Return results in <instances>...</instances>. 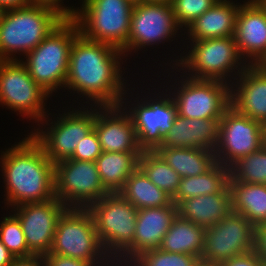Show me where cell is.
I'll return each instance as SVG.
<instances>
[{
	"label": "cell",
	"instance_id": "cell-1",
	"mask_svg": "<svg viewBox=\"0 0 266 266\" xmlns=\"http://www.w3.org/2000/svg\"><path fill=\"white\" fill-rule=\"evenodd\" d=\"M122 56L119 49L79 34L71 46L65 87L90 98L94 107L120 105L128 91L121 76Z\"/></svg>",
	"mask_w": 266,
	"mask_h": 266
},
{
	"label": "cell",
	"instance_id": "cell-2",
	"mask_svg": "<svg viewBox=\"0 0 266 266\" xmlns=\"http://www.w3.org/2000/svg\"><path fill=\"white\" fill-rule=\"evenodd\" d=\"M10 206L51 200L55 197L54 164L30 135L1 155Z\"/></svg>",
	"mask_w": 266,
	"mask_h": 266
},
{
	"label": "cell",
	"instance_id": "cell-3",
	"mask_svg": "<svg viewBox=\"0 0 266 266\" xmlns=\"http://www.w3.org/2000/svg\"><path fill=\"white\" fill-rule=\"evenodd\" d=\"M68 14L49 2L32 1L3 10L0 17V60H18L36 48Z\"/></svg>",
	"mask_w": 266,
	"mask_h": 266
},
{
	"label": "cell",
	"instance_id": "cell-4",
	"mask_svg": "<svg viewBox=\"0 0 266 266\" xmlns=\"http://www.w3.org/2000/svg\"><path fill=\"white\" fill-rule=\"evenodd\" d=\"M88 210L93 215L103 250L114 261L115 265L112 266L130 264L133 260L137 209L119 193H109L92 204Z\"/></svg>",
	"mask_w": 266,
	"mask_h": 266
},
{
	"label": "cell",
	"instance_id": "cell-5",
	"mask_svg": "<svg viewBox=\"0 0 266 266\" xmlns=\"http://www.w3.org/2000/svg\"><path fill=\"white\" fill-rule=\"evenodd\" d=\"M79 34L77 23L67 15L22 61L33 80L49 94L65 88L71 46Z\"/></svg>",
	"mask_w": 266,
	"mask_h": 266
},
{
	"label": "cell",
	"instance_id": "cell-6",
	"mask_svg": "<svg viewBox=\"0 0 266 266\" xmlns=\"http://www.w3.org/2000/svg\"><path fill=\"white\" fill-rule=\"evenodd\" d=\"M69 14L86 39L122 51L127 45L134 5L128 0H82Z\"/></svg>",
	"mask_w": 266,
	"mask_h": 266
},
{
	"label": "cell",
	"instance_id": "cell-7",
	"mask_svg": "<svg viewBox=\"0 0 266 266\" xmlns=\"http://www.w3.org/2000/svg\"><path fill=\"white\" fill-rule=\"evenodd\" d=\"M50 254L81 259L99 266H111L109 262L114 264L103 250L93 215L88 209L67 208L63 212L57 222Z\"/></svg>",
	"mask_w": 266,
	"mask_h": 266
},
{
	"label": "cell",
	"instance_id": "cell-8",
	"mask_svg": "<svg viewBox=\"0 0 266 266\" xmlns=\"http://www.w3.org/2000/svg\"><path fill=\"white\" fill-rule=\"evenodd\" d=\"M191 41L193 43L190 44L191 51L174 61L175 67H181L182 70L185 68L192 73L188 74L189 78L227 83L229 81L227 76L231 78L233 70L237 73L234 75L238 76L248 66L245 59L241 60L234 36ZM235 69L238 71L236 72Z\"/></svg>",
	"mask_w": 266,
	"mask_h": 266
},
{
	"label": "cell",
	"instance_id": "cell-9",
	"mask_svg": "<svg viewBox=\"0 0 266 266\" xmlns=\"http://www.w3.org/2000/svg\"><path fill=\"white\" fill-rule=\"evenodd\" d=\"M55 197L67 208L88 209L109 192L95 162L66 159L54 164Z\"/></svg>",
	"mask_w": 266,
	"mask_h": 266
},
{
	"label": "cell",
	"instance_id": "cell-10",
	"mask_svg": "<svg viewBox=\"0 0 266 266\" xmlns=\"http://www.w3.org/2000/svg\"><path fill=\"white\" fill-rule=\"evenodd\" d=\"M18 60H0V103L36 121L46 120V97L51 95L29 75Z\"/></svg>",
	"mask_w": 266,
	"mask_h": 266
},
{
	"label": "cell",
	"instance_id": "cell-11",
	"mask_svg": "<svg viewBox=\"0 0 266 266\" xmlns=\"http://www.w3.org/2000/svg\"><path fill=\"white\" fill-rule=\"evenodd\" d=\"M264 146L263 124L238 113L230 106L219 122L215 160L231 168L244 156Z\"/></svg>",
	"mask_w": 266,
	"mask_h": 266
},
{
	"label": "cell",
	"instance_id": "cell-12",
	"mask_svg": "<svg viewBox=\"0 0 266 266\" xmlns=\"http://www.w3.org/2000/svg\"><path fill=\"white\" fill-rule=\"evenodd\" d=\"M183 77L186 79L179 82L177 93L174 89L172 94L178 115L190 119H221L231 106L230 82Z\"/></svg>",
	"mask_w": 266,
	"mask_h": 266
},
{
	"label": "cell",
	"instance_id": "cell-13",
	"mask_svg": "<svg viewBox=\"0 0 266 266\" xmlns=\"http://www.w3.org/2000/svg\"><path fill=\"white\" fill-rule=\"evenodd\" d=\"M254 226L241 214L230 211L221 221L206 228L201 261L219 265L253 250Z\"/></svg>",
	"mask_w": 266,
	"mask_h": 266
},
{
	"label": "cell",
	"instance_id": "cell-14",
	"mask_svg": "<svg viewBox=\"0 0 266 266\" xmlns=\"http://www.w3.org/2000/svg\"><path fill=\"white\" fill-rule=\"evenodd\" d=\"M85 109L64 112L60 118L56 117L57 121L50 123L52 126L47 128V132L37 129L30 134L53 164L70 159L79 142L94 129L96 109Z\"/></svg>",
	"mask_w": 266,
	"mask_h": 266
},
{
	"label": "cell",
	"instance_id": "cell-15",
	"mask_svg": "<svg viewBox=\"0 0 266 266\" xmlns=\"http://www.w3.org/2000/svg\"><path fill=\"white\" fill-rule=\"evenodd\" d=\"M179 28L171 4H136L133 7L127 45L122 52L127 56L125 53L134 49L138 51L161 41L167 42V39L171 40L176 35Z\"/></svg>",
	"mask_w": 266,
	"mask_h": 266
},
{
	"label": "cell",
	"instance_id": "cell-16",
	"mask_svg": "<svg viewBox=\"0 0 266 266\" xmlns=\"http://www.w3.org/2000/svg\"><path fill=\"white\" fill-rule=\"evenodd\" d=\"M168 95L166 93V97L160 95L156 99L147 96L150 100L141 103L137 100L135 106L128 107L130 110L126 111L131 118L142 151H156L161 147L164 136L173 127L178 115L177 106L172 96Z\"/></svg>",
	"mask_w": 266,
	"mask_h": 266
},
{
	"label": "cell",
	"instance_id": "cell-17",
	"mask_svg": "<svg viewBox=\"0 0 266 266\" xmlns=\"http://www.w3.org/2000/svg\"><path fill=\"white\" fill-rule=\"evenodd\" d=\"M14 216L19 220L29 251L33 255L49 254L59 217L67 207L56 197L51 200L25 203L16 207Z\"/></svg>",
	"mask_w": 266,
	"mask_h": 266
},
{
	"label": "cell",
	"instance_id": "cell-18",
	"mask_svg": "<svg viewBox=\"0 0 266 266\" xmlns=\"http://www.w3.org/2000/svg\"><path fill=\"white\" fill-rule=\"evenodd\" d=\"M124 103L121 101V104L116 106L95 107L102 110L96 109L94 129L103 152H143Z\"/></svg>",
	"mask_w": 266,
	"mask_h": 266
},
{
	"label": "cell",
	"instance_id": "cell-19",
	"mask_svg": "<svg viewBox=\"0 0 266 266\" xmlns=\"http://www.w3.org/2000/svg\"><path fill=\"white\" fill-rule=\"evenodd\" d=\"M234 38L241 58L251 59L247 65H266V10L256 0L240 4Z\"/></svg>",
	"mask_w": 266,
	"mask_h": 266
},
{
	"label": "cell",
	"instance_id": "cell-20",
	"mask_svg": "<svg viewBox=\"0 0 266 266\" xmlns=\"http://www.w3.org/2000/svg\"><path fill=\"white\" fill-rule=\"evenodd\" d=\"M231 84L230 103L240 114L266 122V65H248Z\"/></svg>",
	"mask_w": 266,
	"mask_h": 266
},
{
	"label": "cell",
	"instance_id": "cell-21",
	"mask_svg": "<svg viewBox=\"0 0 266 266\" xmlns=\"http://www.w3.org/2000/svg\"><path fill=\"white\" fill-rule=\"evenodd\" d=\"M219 122L220 119H190L177 115L159 148H199L214 152Z\"/></svg>",
	"mask_w": 266,
	"mask_h": 266
},
{
	"label": "cell",
	"instance_id": "cell-22",
	"mask_svg": "<svg viewBox=\"0 0 266 266\" xmlns=\"http://www.w3.org/2000/svg\"><path fill=\"white\" fill-rule=\"evenodd\" d=\"M176 216L177 207L174 203L137 210L133 259L142 252L159 248Z\"/></svg>",
	"mask_w": 266,
	"mask_h": 266
},
{
	"label": "cell",
	"instance_id": "cell-23",
	"mask_svg": "<svg viewBox=\"0 0 266 266\" xmlns=\"http://www.w3.org/2000/svg\"><path fill=\"white\" fill-rule=\"evenodd\" d=\"M176 207L181 218L208 228L231 211V190L227 184L219 193L183 199Z\"/></svg>",
	"mask_w": 266,
	"mask_h": 266
},
{
	"label": "cell",
	"instance_id": "cell-24",
	"mask_svg": "<svg viewBox=\"0 0 266 266\" xmlns=\"http://www.w3.org/2000/svg\"><path fill=\"white\" fill-rule=\"evenodd\" d=\"M239 7L229 0L217 1L187 28L188 37L191 40H203L234 36Z\"/></svg>",
	"mask_w": 266,
	"mask_h": 266
},
{
	"label": "cell",
	"instance_id": "cell-25",
	"mask_svg": "<svg viewBox=\"0 0 266 266\" xmlns=\"http://www.w3.org/2000/svg\"><path fill=\"white\" fill-rule=\"evenodd\" d=\"M143 152H102L95 163L100 180L109 193H118L128 177L138 168Z\"/></svg>",
	"mask_w": 266,
	"mask_h": 266
},
{
	"label": "cell",
	"instance_id": "cell-26",
	"mask_svg": "<svg viewBox=\"0 0 266 266\" xmlns=\"http://www.w3.org/2000/svg\"><path fill=\"white\" fill-rule=\"evenodd\" d=\"M205 231V227L177 215L159 248L164 252L190 254L201 259Z\"/></svg>",
	"mask_w": 266,
	"mask_h": 266
},
{
	"label": "cell",
	"instance_id": "cell-27",
	"mask_svg": "<svg viewBox=\"0 0 266 266\" xmlns=\"http://www.w3.org/2000/svg\"><path fill=\"white\" fill-rule=\"evenodd\" d=\"M231 210L243 215L253 226L266 223V185L228 182Z\"/></svg>",
	"mask_w": 266,
	"mask_h": 266
},
{
	"label": "cell",
	"instance_id": "cell-28",
	"mask_svg": "<svg viewBox=\"0 0 266 266\" xmlns=\"http://www.w3.org/2000/svg\"><path fill=\"white\" fill-rule=\"evenodd\" d=\"M118 193L137 210L172 204V197L152 183L139 167L128 177Z\"/></svg>",
	"mask_w": 266,
	"mask_h": 266
},
{
	"label": "cell",
	"instance_id": "cell-29",
	"mask_svg": "<svg viewBox=\"0 0 266 266\" xmlns=\"http://www.w3.org/2000/svg\"><path fill=\"white\" fill-rule=\"evenodd\" d=\"M156 152L181 178L204 174L215 163L214 152L199 148H158Z\"/></svg>",
	"mask_w": 266,
	"mask_h": 266
},
{
	"label": "cell",
	"instance_id": "cell-30",
	"mask_svg": "<svg viewBox=\"0 0 266 266\" xmlns=\"http://www.w3.org/2000/svg\"><path fill=\"white\" fill-rule=\"evenodd\" d=\"M229 177L230 169L218 162L204 174L183 177L176 193L172 197V203L176 205L183 199L219 193L228 184Z\"/></svg>",
	"mask_w": 266,
	"mask_h": 266
},
{
	"label": "cell",
	"instance_id": "cell-31",
	"mask_svg": "<svg viewBox=\"0 0 266 266\" xmlns=\"http://www.w3.org/2000/svg\"><path fill=\"white\" fill-rule=\"evenodd\" d=\"M138 167L158 188L174 196L181 177L156 151H143L138 159Z\"/></svg>",
	"mask_w": 266,
	"mask_h": 266
},
{
	"label": "cell",
	"instance_id": "cell-32",
	"mask_svg": "<svg viewBox=\"0 0 266 266\" xmlns=\"http://www.w3.org/2000/svg\"><path fill=\"white\" fill-rule=\"evenodd\" d=\"M229 182L266 185V146L244 156L230 168Z\"/></svg>",
	"mask_w": 266,
	"mask_h": 266
},
{
	"label": "cell",
	"instance_id": "cell-33",
	"mask_svg": "<svg viewBox=\"0 0 266 266\" xmlns=\"http://www.w3.org/2000/svg\"><path fill=\"white\" fill-rule=\"evenodd\" d=\"M199 260L190 254L164 252L157 248L140 253L127 266H195Z\"/></svg>",
	"mask_w": 266,
	"mask_h": 266
},
{
	"label": "cell",
	"instance_id": "cell-34",
	"mask_svg": "<svg viewBox=\"0 0 266 266\" xmlns=\"http://www.w3.org/2000/svg\"><path fill=\"white\" fill-rule=\"evenodd\" d=\"M0 241L16 257H30L25 235L19 220L12 214L0 223Z\"/></svg>",
	"mask_w": 266,
	"mask_h": 266
},
{
	"label": "cell",
	"instance_id": "cell-35",
	"mask_svg": "<svg viewBox=\"0 0 266 266\" xmlns=\"http://www.w3.org/2000/svg\"><path fill=\"white\" fill-rule=\"evenodd\" d=\"M219 0H173L171 5L178 25L188 28L193 21Z\"/></svg>",
	"mask_w": 266,
	"mask_h": 266
},
{
	"label": "cell",
	"instance_id": "cell-36",
	"mask_svg": "<svg viewBox=\"0 0 266 266\" xmlns=\"http://www.w3.org/2000/svg\"><path fill=\"white\" fill-rule=\"evenodd\" d=\"M102 152L97 133L93 129L79 142L70 159L95 162Z\"/></svg>",
	"mask_w": 266,
	"mask_h": 266
},
{
	"label": "cell",
	"instance_id": "cell-37",
	"mask_svg": "<svg viewBox=\"0 0 266 266\" xmlns=\"http://www.w3.org/2000/svg\"><path fill=\"white\" fill-rule=\"evenodd\" d=\"M42 259L44 266H99L97 263L50 253L42 256Z\"/></svg>",
	"mask_w": 266,
	"mask_h": 266
},
{
	"label": "cell",
	"instance_id": "cell-38",
	"mask_svg": "<svg viewBox=\"0 0 266 266\" xmlns=\"http://www.w3.org/2000/svg\"><path fill=\"white\" fill-rule=\"evenodd\" d=\"M218 266H265L255 251L239 254L221 262Z\"/></svg>",
	"mask_w": 266,
	"mask_h": 266
},
{
	"label": "cell",
	"instance_id": "cell-39",
	"mask_svg": "<svg viewBox=\"0 0 266 266\" xmlns=\"http://www.w3.org/2000/svg\"><path fill=\"white\" fill-rule=\"evenodd\" d=\"M253 251L266 265V223L254 226Z\"/></svg>",
	"mask_w": 266,
	"mask_h": 266
},
{
	"label": "cell",
	"instance_id": "cell-40",
	"mask_svg": "<svg viewBox=\"0 0 266 266\" xmlns=\"http://www.w3.org/2000/svg\"><path fill=\"white\" fill-rule=\"evenodd\" d=\"M9 266H44L42 256L15 258Z\"/></svg>",
	"mask_w": 266,
	"mask_h": 266
},
{
	"label": "cell",
	"instance_id": "cell-41",
	"mask_svg": "<svg viewBox=\"0 0 266 266\" xmlns=\"http://www.w3.org/2000/svg\"><path fill=\"white\" fill-rule=\"evenodd\" d=\"M16 257L0 241V266H9Z\"/></svg>",
	"mask_w": 266,
	"mask_h": 266
},
{
	"label": "cell",
	"instance_id": "cell-42",
	"mask_svg": "<svg viewBox=\"0 0 266 266\" xmlns=\"http://www.w3.org/2000/svg\"><path fill=\"white\" fill-rule=\"evenodd\" d=\"M33 0H0V7L3 10L22 7L30 4Z\"/></svg>",
	"mask_w": 266,
	"mask_h": 266
},
{
	"label": "cell",
	"instance_id": "cell-43",
	"mask_svg": "<svg viewBox=\"0 0 266 266\" xmlns=\"http://www.w3.org/2000/svg\"><path fill=\"white\" fill-rule=\"evenodd\" d=\"M33 1H39V2H49V3H52V4H55L56 6L62 8L68 15L73 11V6L71 8L69 7H64L62 4H61V1L62 0H33ZM62 5V6H61ZM68 8V9H67Z\"/></svg>",
	"mask_w": 266,
	"mask_h": 266
},
{
	"label": "cell",
	"instance_id": "cell-44",
	"mask_svg": "<svg viewBox=\"0 0 266 266\" xmlns=\"http://www.w3.org/2000/svg\"><path fill=\"white\" fill-rule=\"evenodd\" d=\"M173 0H146L148 3L171 4Z\"/></svg>",
	"mask_w": 266,
	"mask_h": 266
},
{
	"label": "cell",
	"instance_id": "cell-45",
	"mask_svg": "<svg viewBox=\"0 0 266 266\" xmlns=\"http://www.w3.org/2000/svg\"><path fill=\"white\" fill-rule=\"evenodd\" d=\"M195 266H218L216 264H211V263H207V262H204V261H201L199 260Z\"/></svg>",
	"mask_w": 266,
	"mask_h": 266
},
{
	"label": "cell",
	"instance_id": "cell-46",
	"mask_svg": "<svg viewBox=\"0 0 266 266\" xmlns=\"http://www.w3.org/2000/svg\"><path fill=\"white\" fill-rule=\"evenodd\" d=\"M130 3H132L133 5L136 4H142L144 2H146V0H128Z\"/></svg>",
	"mask_w": 266,
	"mask_h": 266
},
{
	"label": "cell",
	"instance_id": "cell-47",
	"mask_svg": "<svg viewBox=\"0 0 266 266\" xmlns=\"http://www.w3.org/2000/svg\"><path fill=\"white\" fill-rule=\"evenodd\" d=\"M264 146H266V122L263 123Z\"/></svg>",
	"mask_w": 266,
	"mask_h": 266
},
{
	"label": "cell",
	"instance_id": "cell-48",
	"mask_svg": "<svg viewBox=\"0 0 266 266\" xmlns=\"http://www.w3.org/2000/svg\"><path fill=\"white\" fill-rule=\"evenodd\" d=\"M266 10V0H256Z\"/></svg>",
	"mask_w": 266,
	"mask_h": 266
},
{
	"label": "cell",
	"instance_id": "cell-49",
	"mask_svg": "<svg viewBox=\"0 0 266 266\" xmlns=\"http://www.w3.org/2000/svg\"><path fill=\"white\" fill-rule=\"evenodd\" d=\"M3 9L0 7V17L2 15Z\"/></svg>",
	"mask_w": 266,
	"mask_h": 266
}]
</instances>
